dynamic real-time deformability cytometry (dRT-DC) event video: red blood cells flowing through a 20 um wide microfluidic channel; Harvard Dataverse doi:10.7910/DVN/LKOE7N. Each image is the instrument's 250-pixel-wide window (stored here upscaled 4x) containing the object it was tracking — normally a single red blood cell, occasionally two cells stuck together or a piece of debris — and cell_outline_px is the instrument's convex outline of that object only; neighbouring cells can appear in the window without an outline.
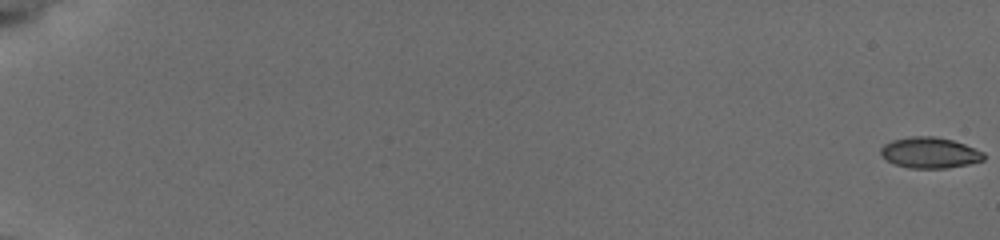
{"species": "common noctule bat (a hibernating species)", "species_latin": "Nyctalus noctula", "temperature_condition": "cold", "stored_images_in_passage": 51, "camera_frame_rate_fps": 3000, "um_per_image_px": 0.085, "animal": {"sex": "female", "body_mass_g": 19.5, "forearm_length_mm": 54.1}, "frame": {"image": 1, "passage_image": 1, "time_ms": 0.0, "image_size_px": [1000, 240], "cell_outline_px": [[984, 160], [968, 164], [948, 168], [908, 168], [896, 164], [880, 156], [880, 148], [884, 144], [892, 140], [912, 136], [936, 136], [952, 140], [964, 144], [984, 152]], "centroid_in_image_um": [79.02, 12.98], "position_along_channel_um": 6.0, "area_um2": 18.55}}
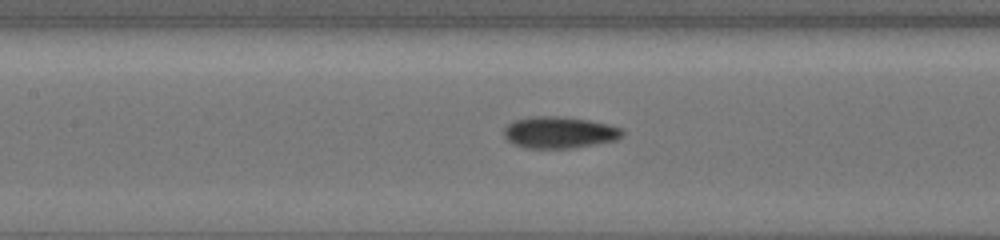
{"frame": {"image": 2, "passage_image": 30, "time_ms": 9.667, "image_size_px": [1000, 240], "cell_outline_px": [[624, 132], [616, 140], [568, 148], [528, 148], [512, 144], [504, 136], [504, 128], [512, 120], [532, 116], [564, 116], [588, 120], [608, 124], [620, 128]], "centroid_in_image_um": [47.49, 11.24], "position_along_channel_um": 159.9, "area_um2": 21.73}}
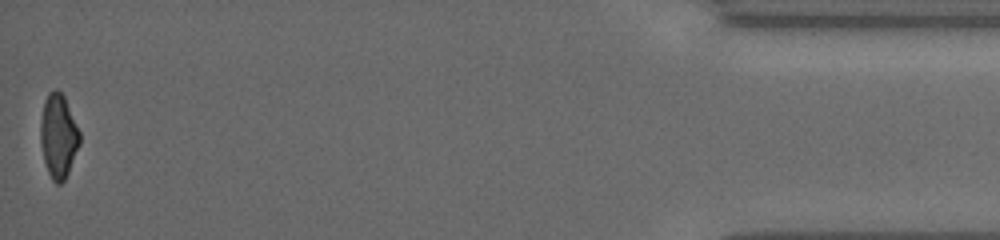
{"frame": {"image": 3, "passage_image": 51, "time_ms": 18.667, "image_size_px": [1000, 240], "cell_outline_px": [[80, 144], [68, 172], [64, 180], [60, 184], [56, 184], [52, 180], [48, 172], [44, 160], [40, 144], [40, 120], [44, 100], [48, 92], [56, 88], [64, 96], [80, 132]], "centroid_in_image_um": [4.95, 11.55], "position_along_channel_um": 430.3, "area_um2": 19.25}, "authors_computed_cell_mechanics": {"area_um2": 19.7098, "velocity_mm_per_s": 3.8446, "shape_relaxation_time_tau1_ms": 3.9661, "shape_relaxation_time_tau2_ms": 3.0185, "deformation_change_tau1": 0.1166, "deformation_change_tau2": 0.0721}}